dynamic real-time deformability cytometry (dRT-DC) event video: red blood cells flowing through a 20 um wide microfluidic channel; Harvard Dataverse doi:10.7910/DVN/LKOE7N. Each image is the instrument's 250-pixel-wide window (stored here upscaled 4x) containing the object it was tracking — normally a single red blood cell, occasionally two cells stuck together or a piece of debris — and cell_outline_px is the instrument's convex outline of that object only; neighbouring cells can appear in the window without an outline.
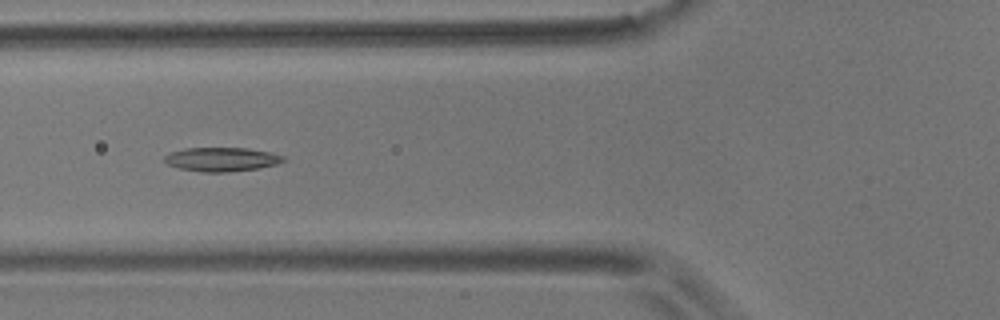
{"species": "common noctule bat (a hibernating species)", "species_latin": "Nyctalus noctula", "temperature_condition": "room temperature", "stored_images_in_passage": 12, "camera_frame_rate_fps": 3000, "um_per_image_px": 0.085, "animal": {"sex": "male", "body_mass_g": 17.9}, "frame": {"image": 1, "passage_image": 6, "time_ms": 1.667, "image_size_px": [1000, 320], "cell_outline_px": [[288, 160], [276, 164], [260, 168], [224, 172], [204, 172], [180, 168], [168, 164], [164, 160], [164, 156], [172, 152], [184, 148], [248, 148], [268, 152], [284, 156]], "centroid_in_image_um": [18.87, 13.54], "position_along_channel_um": 106.9, "area_um2": 16.47}}
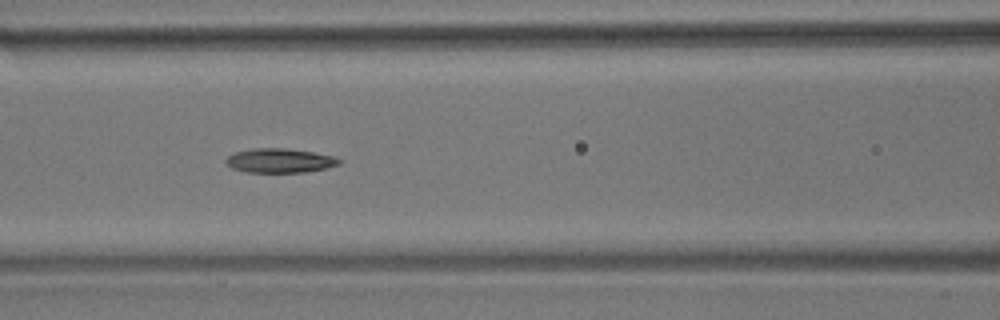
{"frame": {"image": 2, "passage_image": 9, "time_ms": 2.667, "image_size_px": [1000, 320], "cell_outline_px": [[340, 164], [308, 172], [244, 172], [232, 168], [224, 160], [228, 156], [236, 152], [252, 148], [284, 148], [312, 152], [332, 156], [340, 160]], "centroid_in_image_um": [23.74, 13.65], "position_along_channel_um": 142.9, "area_um2": 15.84}}